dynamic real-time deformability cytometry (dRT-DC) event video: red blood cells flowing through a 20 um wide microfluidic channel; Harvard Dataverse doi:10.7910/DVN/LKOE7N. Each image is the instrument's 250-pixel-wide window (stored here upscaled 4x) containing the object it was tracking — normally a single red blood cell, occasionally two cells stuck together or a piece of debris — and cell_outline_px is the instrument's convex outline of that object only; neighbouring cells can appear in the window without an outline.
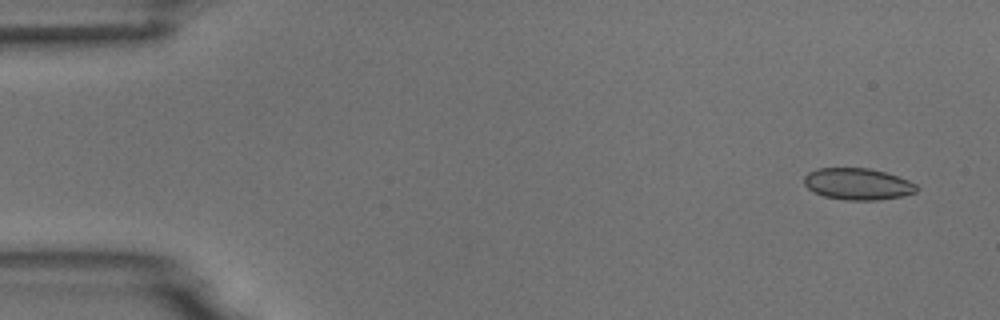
{"species": "common noctule bat (a hibernating species)", "species_latin": "Nyctalus noctula", "temperature_condition": "room temperature", "stored_images_in_passage": 4, "camera_frame_rate_fps": 3000, "um_per_image_px": 0.085, "animal": {"sex": "male", "body_mass_g": 18.8}, "frame": {"image": 1, "passage_image": 1, "time_ms": 0.0, "image_size_px": [1000, 320], "cell_outline_px": [[916, 192], [904, 196], [876, 200], [844, 200], [824, 196], [812, 192], [804, 184], [804, 176], [808, 172], [816, 168], [868, 168], [884, 172], [908, 180], [916, 184]], "centroid_in_image_um": [72.86, 15.64], "position_along_channel_um": 12.1, "area_um2": 20.75}}
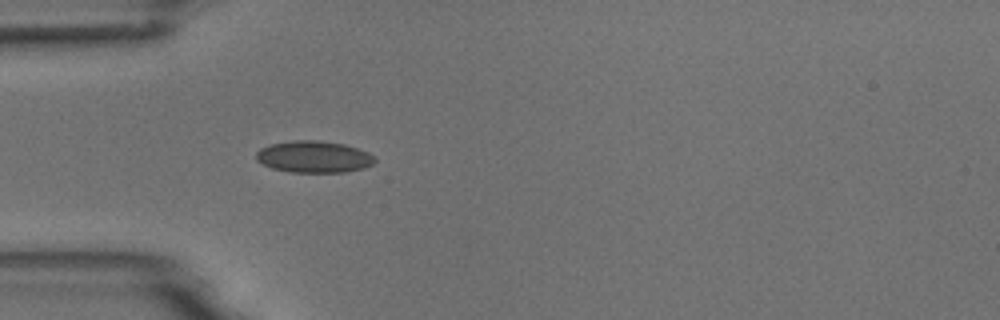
{"frame": {"image": 2, "passage_image": 4, "time_ms": 4.333, "image_size_px": [1000, 320], "cell_outline_px": [[376, 160], [372, 164], [364, 168], [344, 172], [288, 172], [272, 168], [256, 160], [256, 152], [260, 148], [272, 144], [296, 140], [316, 140], [344, 144], [368, 152]], "centroid_in_image_um": [26.66, 13.33], "position_along_channel_um": 58.3, "area_um2": 21.79}}